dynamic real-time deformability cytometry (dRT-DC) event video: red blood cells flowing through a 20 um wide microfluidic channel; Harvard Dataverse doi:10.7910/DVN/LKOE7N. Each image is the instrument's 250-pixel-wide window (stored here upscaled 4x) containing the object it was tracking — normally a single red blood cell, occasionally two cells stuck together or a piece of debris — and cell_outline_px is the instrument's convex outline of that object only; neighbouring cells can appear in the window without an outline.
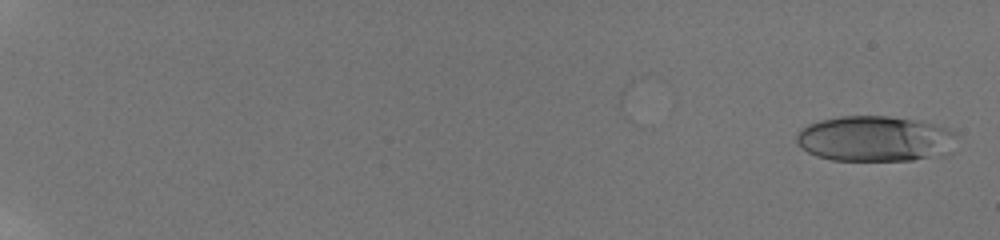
{"species": "human", "species_latin": "Homo sapiens", "temperature_condition": "room temperature", "stored_images_in_passage": 21, "camera_frame_rate_fps": 3000, "um_per_image_px": 0.085, "donor": {"sex": "male"}, "frame": {"image": 1, "passage_image": 1, "time_ms": 0.0, "image_size_px": [1000, 240], "cell_outline_px": [[956, 136], [952, 152], [948, 156], [912, 160], [832, 160], [816, 156], [808, 152], [796, 140], [796, 136], [800, 128], [808, 124], [820, 120], [840, 116], [888, 116], [924, 120], [948, 128], [956, 132]], "centroid_in_image_um": [74.47, 11.79], "position_along_channel_um": 10.5, "area_um2": 43.35}}
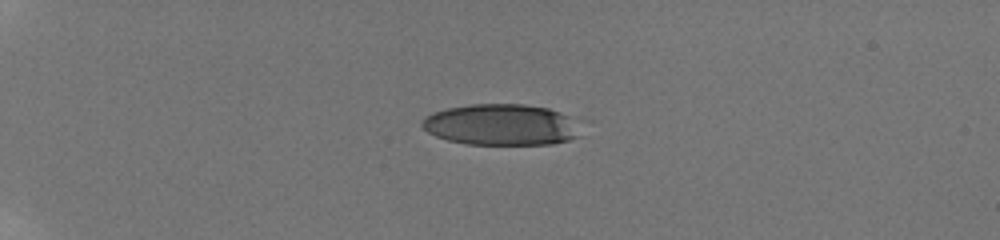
{"frame": {"image": 2, "passage_image": 11, "time_ms": 5.0, "image_size_px": [1000, 240], "cell_outline_px": [[580, 136], [568, 140], [552, 144], [468, 144], [448, 140], [436, 136], [428, 132], [420, 124], [432, 112], [448, 108], [468, 104], [524, 104], [548, 108], [560, 112], [568, 116]], "centroid_in_image_um": [42.55, 10.6], "position_along_channel_um": 42.4, "area_um2": 37.63}}
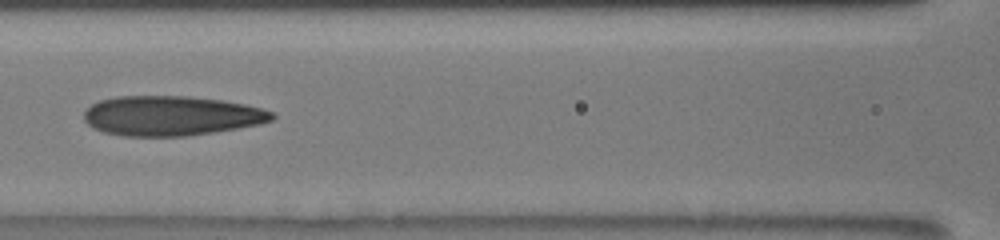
{"frame": {"image": 3, "passage_image": 20, "time_ms": 9.667, "image_size_px": [1000, 240], "cell_outline_px": [[276, 116], [272, 120], [260, 124], [212, 132], [184, 136], [124, 136], [104, 132], [92, 128], [84, 120], [84, 112], [92, 104], [100, 100], [116, 96], [188, 96], [220, 100], [244, 104], [260, 108], [272, 112]], "centroid_in_image_um": [14.52, 9.84], "position_along_channel_um": 152.1, "area_um2": 43.41}}